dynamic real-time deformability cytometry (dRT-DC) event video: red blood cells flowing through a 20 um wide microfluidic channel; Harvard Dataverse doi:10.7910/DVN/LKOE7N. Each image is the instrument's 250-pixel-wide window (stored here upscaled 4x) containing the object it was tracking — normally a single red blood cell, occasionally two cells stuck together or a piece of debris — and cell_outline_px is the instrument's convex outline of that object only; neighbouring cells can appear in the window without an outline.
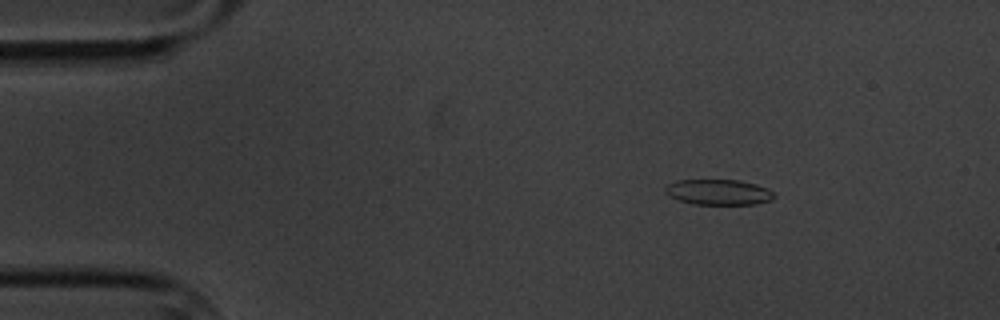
{"species": "common noctule bat (a hibernating species)", "species_latin": "Nyctalus noctula", "temperature_condition": "cold", "stored_images_in_passage": 3, "camera_frame_rate_fps": 3000, "um_per_image_px": 0.085, "animal": {"sex": "male", "body_mass_g": 20.1, "forearm_length_mm": 53.5}, "frame": {"image": 1, "passage_image": 1, "time_ms": 0.0, "image_size_px": [1000, 320], "cell_outline_px": [[776, 196], [772, 200], [756, 204], [692, 204], [668, 196], [664, 192], [664, 188], [668, 184], [676, 180], [740, 180], [756, 184], [768, 188]], "centroid_in_image_um": [61.07, 16.33], "position_along_channel_um": 23.9, "area_um2": 16.3}}